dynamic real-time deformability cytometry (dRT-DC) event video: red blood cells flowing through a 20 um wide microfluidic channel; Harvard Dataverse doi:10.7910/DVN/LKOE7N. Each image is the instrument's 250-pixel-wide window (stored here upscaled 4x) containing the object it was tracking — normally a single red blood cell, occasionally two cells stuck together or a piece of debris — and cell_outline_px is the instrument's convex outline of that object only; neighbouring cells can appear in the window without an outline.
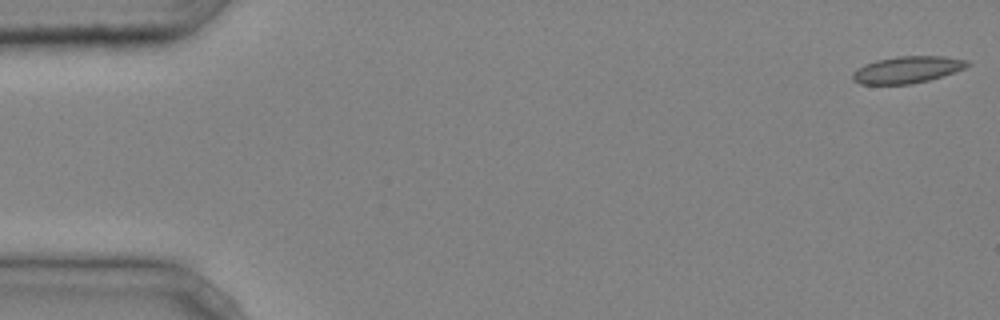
{"species": "common noctule bat (a hibernating species)", "species_latin": "Nyctalus noctula", "temperature_condition": "cold", "stored_images_in_passage": 42, "camera_frame_rate_fps": 3000, "um_per_image_px": 0.085, "animal": {"sex": "male", "body_mass_g": 20.4}, "frame": {"image": 1, "passage_image": 1, "time_ms": 0.0, "image_size_px": [1000, 320], "cell_outline_px": [[972, 64], [964, 68], [928, 80], [912, 84], [860, 84], [852, 80], [852, 72], [856, 68], [864, 64], [876, 60], [896, 56], [944, 56], [968, 60]], "centroid_in_image_um": [77.07, 5.91], "position_along_channel_um": 7.9, "area_um2": 17.98}}
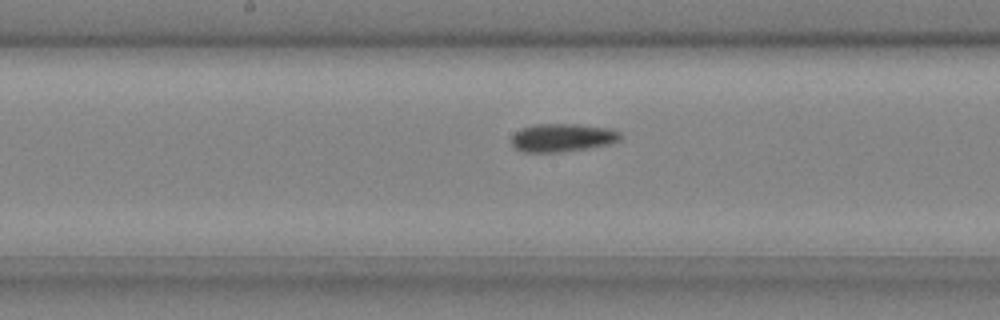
{"frame": {"image": 2, "passage_image": 24, "time_ms": 7.667, "image_size_px": [1000, 320], "cell_outline_px": [[620, 140], [608, 144], [588, 148], [560, 152], [524, 152], [516, 148], [512, 144], [512, 136], [520, 128], [536, 124], [576, 124], [608, 128], [620, 132]], "centroid_in_image_um": [47.78, 11.7], "position_along_channel_um": 200.4, "area_um2": 17.74}}
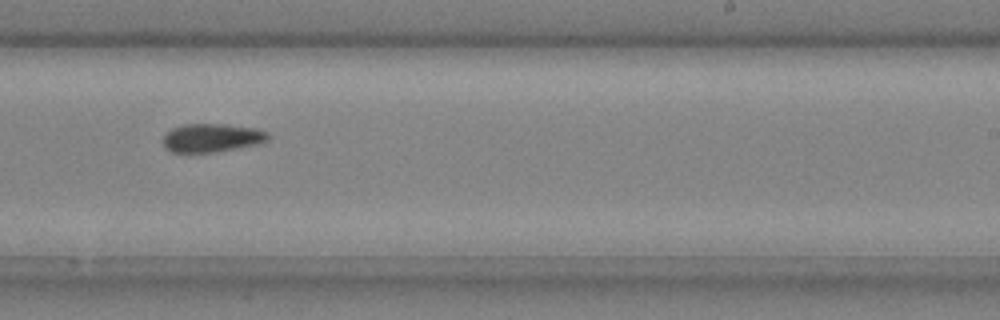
{"frame": {"image": 3, "passage_image": 29, "time_ms": 9.333, "image_size_px": [1000, 320], "cell_outline_px": [[268, 140], [264, 144], [212, 152], [172, 152], [164, 148], [164, 136], [172, 128], [184, 124], [224, 124], [256, 128], [268, 132]], "centroid_in_image_um": [18.05, 11.72], "position_along_channel_um": 270.9, "area_um2": 17.51}, "authors_computed_cell_mechanics": {"area_um2": 17.7446, "velocity_mm_per_s": 4.2469, "shape_relaxation_time_tau1_ms": 4.3118, "shape_relaxation_time_tau2_ms": null, "deformation_change_tau1": 0.0863, "deformation_change_tau2": null}}